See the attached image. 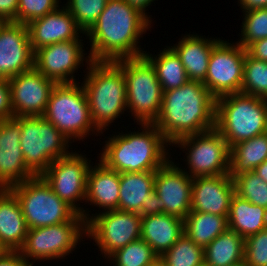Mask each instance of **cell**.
I'll return each instance as SVG.
<instances>
[{"instance_id": "obj_37", "label": "cell", "mask_w": 267, "mask_h": 266, "mask_svg": "<svg viewBox=\"0 0 267 266\" xmlns=\"http://www.w3.org/2000/svg\"><path fill=\"white\" fill-rule=\"evenodd\" d=\"M109 0H67L65 8L86 33L104 11Z\"/></svg>"}, {"instance_id": "obj_17", "label": "cell", "mask_w": 267, "mask_h": 266, "mask_svg": "<svg viewBox=\"0 0 267 266\" xmlns=\"http://www.w3.org/2000/svg\"><path fill=\"white\" fill-rule=\"evenodd\" d=\"M192 181L171 159L156 170L154 191L164 202V213L186 218L191 212Z\"/></svg>"}, {"instance_id": "obj_49", "label": "cell", "mask_w": 267, "mask_h": 266, "mask_svg": "<svg viewBox=\"0 0 267 266\" xmlns=\"http://www.w3.org/2000/svg\"><path fill=\"white\" fill-rule=\"evenodd\" d=\"M8 251L0 242V257L6 252Z\"/></svg>"}, {"instance_id": "obj_45", "label": "cell", "mask_w": 267, "mask_h": 266, "mask_svg": "<svg viewBox=\"0 0 267 266\" xmlns=\"http://www.w3.org/2000/svg\"><path fill=\"white\" fill-rule=\"evenodd\" d=\"M240 1V2H239ZM242 12L260 8H267V0H238Z\"/></svg>"}, {"instance_id": "obj_26", "label": "cell", "mask_w": 267, "mask_h": 266, "mask_svg": "<svg viewBox=\"0 0 267 266\" xmlns=\"http://www.w3.org/2000/svg\"><path fill=\"white\" fill-rule=\"evenodd\" d=\"M156 171L120 173L118 210L139 214L142 203L154 191Z\"/></svg>"}, {"instance_id": "obj_42", "label": "cell", "mask_w": 267, "mask_h": 266, "mask_svg": "<svg viewBox=\"0 0 267 266\" xmlns=\"http://www.w3.org/2000/svg\"><path fill=\"white\" fill-rule=\"evenodd\" d=\"M19 0H0V21L18 23Z\"/></svg>"}, {"instance_id": "obj_40", "label": "cell", "mask_w": 267, "mask_h": 266, "mask_svg": "<svg viewBox=\"0 0 267 266\" xmlns=\"http://www.w3.org/2000/svg\"><path fill=\"white\" fill-rule=\"evenodd\" d=\"M9 80L0 77V120L13 118Z\"/></svg>"}, {"instance_id": "obj_48", "label": "cell", "mask_w": 267, "mask_h": 266, "mask_svg": "<svg viewBox=\"0 0 267 266\" xmlns=\"http://www.w3.org/2000/svg\"><path fill=\"white\" fill-rule=\"evenodd\" d=\"M149 266H167L161 256H157Z\"/></svg>"}, {"instance_id": "obj_50", "label": "cell", "mask_w": 267, "mask_h": 266, "mask_svg": "<svg viewBox=\"0 0 267 266\" xmlns=\"http://www.w3.org/2000/svg\"><path fill=\"white\" fill-rule=\"evenodd\" d=\"M230 266H247V264L245 263V261L230 265Z\"/></svg>"}, {"instance_id": "obj_27", "label": "cell", "mask_w": 267, "mask_h": 266, "mask_svg": "<svg viewBox=\"0 0 267 266\" xmlns=\"http://www.w3.org/2000/svg\"><path fill=\"white\" fill-rule=\"evenodd\" d=\"M227 219L228 228L246 239L267 228V209L234 195Z\"/></svg>"}, {"instance_id": "obj_41", "label": "cell", "mask_w": 267, "mask_h": 266, "mask_svg": "<svg viewBox=\"0 0 267 266\" xmlns=\"http://www.w3.org/2000/svg\"><path fill=\"white\" fill-rule=\"evenodd\" d=\"M146 199L147 200L142 203L141 211L139 213L141 217L164 213V202L159 198L155 191L150 193Z\"/></svg>"}, {"instance_id": "obj_9", "label": "cell", "mask_w": 267, "mask_h": 266, "mask_svg": "<svg viewBox=\"0 0 267 266\" xmlns=\"http://www.w3.org/2000/svg\"><path fill=\"white\" fill-rule=\"evenodd\" d=\"M9 189L20 203L28 229L69 220H84L81 214L52 191L41 176H35Z\"/></svg>"}, {"instance_id": "obj_33", "label": "cell", "mask_w": 267, "mask_h": 266, "mask_svg": "<svg viewBox=\"0 0 267 266\" xmlns=\"http://www.w3.org/2000/svg\"><path fill=\"white\" fill-rule=\"evenodd\" d=\"M241 92L267 100V62L246 53Z\"/></svg>"}, {"instance_id": "obj_13", "label": "cell", "mask_w": 267, "mask_h": 266, "mask_svg": "<svg viewBox=\"0 0 267 266\" xmlns=\"http://www.w3.org/2000/svg\"><path fill=\"white\" fill-rule=\"evenodd\" d=\"M91 215L86 222V236L95 241L105 259L141 238L142 217L137 213L111 210Z\"/></svg>"}, {"instance_id": "obj_31", "label": "cell", "mask_w": 267, "mask_h": 266, "mask_svg": "<svg viewBox=\"0 0 267 266\" xmlns=\"http://www.w3.org/2000/svg\"><path fill=\"white\" fill-rule=\"evenodd\" d=\"M165 47L155 57L147 52L143 54L152 63L163 92L179 88L189 81L177 53L171 47Z\"/></svg>"}, {"instance_id": "obj_16", "label": "cell", "mask_w": 267, "mask_h": 266, "mask_svg": "<svg viewBox=\"0 0 267 266\" xmlns=\"http://www.w3.org/2000/svg\"><path fill=\"white\" fill-rule=\"evenodd\" d=\"M8 80L14 117L43 116L56 83L35 68Z\"/></svg>"}, {"instance_id": "obj_4", "label": "cell", "mask_w": 267, "mask_h": 266, "mask_svg": "<svg viewBox=\"0 0 267 266\" xmlns=\"http://www.w3.org/2000/svg\"><path fill=\"white\" fill-rule=\"evenodd\" d=\"M85 70L82 85L85 89L90 115L103 134L107 126L127 111L126 80L115 61H91ZM103 131V132H102Z\"/></svg>"}, {"instance_id": "obj_15", "label": "cell", "mask_w": 267, "mask_h": 266, "mask_svg": "<svg viewBox=\"0 0 267 266\" xmlns=\"http://www.w3.org/2000/svg\"><path fill=\"white\" fill-rule=\"evenodd\" d=\"M83 40H70L44 46L34 52V68L56 84L78 82L73 75L83 61L88 65L91 57L84 56Z\"/></svg>"}, {"instance_id": "obj_32", "label": "cell", "mask_w": 267, "mask_h": 266, "mask_svg": "<svg viewBox=\"0 0 267 266\" xmlns=\"http://www.w3.org/2000/svg\"><path fill=\"white\" fill-rule=\"evenodd\" d=\"M161 257L167 266H204V248L185 233Z\"/></svg>"}, {"instance_id": "obj_22", "label": "cell", "mask_w": 267, "mask_h": 266, "mask_svg": "<svg viewBox=\"0 0 267 266\" xmlns=\"http://www.w3.org/2000/svg\"><path fill=\"white\" fill-rule=\"evenodd\" d=\"M98 161V166H91L88 172L85 202L102 208L103 212L118 210L120 173Z\"/></svg>"}, {"instance_id": "obj_8", "label": "cell", "mask_w": 267, "mask_h": 266, "mask_svg": "<svg viewBox=\"0 0 267 266\" xmlns=\"http://www.w3.org/2000/svg\"><path fill=\"white\" fill-rule=\"evenodd\" d=\"M13 118L21 125L25 165L35 176H41L52 162L70 153L71 142L43 116Z\"/></svg>"}, {"instance_id": "obj_3", "label": "cell", "mask_w": 267, "mask_h": 266, "mask_svg": "<svg viewBox=\"0 0 267 266\" xmlns=\"http://www.w3.org/2000/svg\"><path fill=\"white\" fill-rule=\"evenodd\" d=\"M140 125L141 132L111 135L99 160L118 173L158 170L170 158V144L154 124Z\"/></svg>"}, {"instance_id": "obj_1", "label": "cell", "mask_w": 267, "mask_h": 266, "mask_svg": "<svg viewBox=\"0 0 267 266\" xmlns=\"http://www.w3.org/2000/svg\"><path fill=\"white\" fill-rule=\"evenodd\" d=\"M151 21L125 0H109L97 21L84 34L90 40L92 61H115L144 54L140 37Z\"/></svg>"}, {"instance_id": "obj_12", "label": "cell", "mask_w": 267, "mask_h": 266, "mask_svg": "<svg viewBox=\"0 0 267 266\" xmlns=\"http://www.w3.org/2000/svg\"><path fill=\"white\" fill-rule=\"evenodd\" d=\"M90 163L87 157L71 150L68 155L52 162L41 175L52 191L81 214L85 222L90 219V214L77 202L86 199L87 176L92 166Z\"/></svg>"}, {"instance_id": "obj_23", "label": "cell", "mask_w": 267, "mask_h": 266, "mask_svg": "<svg viewBox=\"0 0 267 266\" xmlns=\"http://www.w3.org/2000/svg\"><path fill=\"white\" fill-rule=\"evenodd\" d=\"M28 227L22 208L10 189L0 188V242L8 251H19Z\"/></svg>"}, {"instance_id": "obj_30", "label": "cell", "mask_w": 267, "mask_h": 266, "mask_svg": "<svg viewBox=\"0 0 267 266\" xmlns=\"http://www.w3.org/2000/svg\"><path fill=\"white\" fill-rule=\"evenodd\" d=\"M227 217L204 212H190L184 219V233L196 245L205 248L228 229Z\"/></svg>"}, {"instance_id": "obj_43", "label": "cell", "mask_w": 267, "mask_h": 266, "mask_svg": "<svg viewBox=\"0 0 267 266\" xmlns=\"http://www.w3.org/2000/svg\"><path fill=\"white\" fill-rule=\"evenodd\" d=\"M0 266H33L19 251H6L0 257Z\"/></svg>"}, {"instance_id": "obj_19", "label": "cell", "mask_w": 267, "mask_h": 266, "mask_svg": "<svg viewBox=\"0 0 267 266\" xmlns=\"http://www.w3.org/2000/svg\"><path fill=\"white\" fill-rule=\"evenodd\" d=\"M21 125L14 119L0 120V188L30 180L35 175L26 167L20 145Z\"/></svg>"}, {"instance_id": "obj_20", "label": "cell", "mask_w": 267, "mask_h": 266, "mask_svg": "<svg viewBox=\"0 0 267 266\" xmlns=\"http://www.w3.org/2000/svg\"><path fill=\"white\" fill-rule=\"evenodd\" d=\"M234 195V183L229 174L195 177L192 181L191 212L228 216Z\"/></svg>"}, {"instance_id": "obj_24", "label": "cell", "mask_w": 267, "mask_h": 266, "mask_svg": "<svg viewBox=\"0 0 267 266\" xmlns=\"http://www.w3.org/2000/svg\"><path fill=\"white\" fill-rule=\"evenodd\" d=\"M199 36L197 34L184 35L181 41L171 48L179 56L188 79L204 82L212 49L221 39H206Z\"/></svg>"}, {"instance_id": "obj_29", "label": "cell", "mask_w": 267, "mask_h": 266, "mask_svg": "<svg viewBox=\"0 0 267 266\" xmlns=\"http://www.w3.org/2000/svg\"><path fill=\"white\" fill-rule=\"evenodd\" d=\"M245 239L229 228L204 248V266H230L244 261Z\"/></svg>"}, {"instance_id": "obj_10", "label": "cell", "mask_w": 267, "mask_h": 266, "mask_svg": "<svg viewBox=\"0 0 267 266\" xmlns=\"http://www.w3.org/2000/svg\"><path fill=\"white\" fill-rule=\"evenodd\" d=\"M83 235V236H82ZM86 236L85 220H69L51 226L28 229L20 254L32 263L66 258Z\"/></svg>"}, {"instance_id": "obj_46", "label": "cell", "mask_w": 267, "mask_h": 266, "mask_svg": "<svg viewBox=\"0 0 267 266\" xmlns=\"http://www.w3.org/2000/svg\"><path fill=\"white\" fill-rule=\"evenodd\" d=\"M129 5L132 7L138 9L143 15H145L148 19L150 18V21L152 22V17L147 15L146 10L148 6L152 4L155 0H125ZM149 16V17H148Z\"/></svg>"}, {"instance_id": "obj_36", "label": "cell", "mask_w": 267, "mask_h": 266, "mask_svg": "<svg viewBox=\"0 0 267 266\" xmlns=\"http://www.w3.org/2000/svg\"><path fill=\"white\" fill-rule=\"evenodd\" d=\"M243 13L241 36L237 43L246 49L255 41L267 38V8L247 10Z\"/></svg>"}, {"instance_id": "obj_39", "label": "cell", "mask_w": 267, "mask_h": 266, "mask_svg": "<svg viewBox=\"0 0 267 266\" xmlns=\"http://www.w3.org/2000/svg\"><path fill=\"white\" fill-rule=\"evenodd\" d=\"M244 261L247 266H267V228L245 239Z\"/></svg>"}, {"instance_id": "obj_38", "label": "cell", "mask_w": 267, "mask_h": 266, "mask_svg": "<svg viewBox=\"0 0 267 266\" xmlns=\"http://www.w3.org/2000/svg\"><path fill=\"white\" fill-rule=\"evenodd\" d=\"M60 0H19L18 23L27 25L60 7Z\"/></svg>"}, {"instance_id": "obj_21", "label": "cell", "mask_w": 267, "mask_h": 266, "mask_svg": "<svg viewBox=\"0 0 267 266\" xmlns=\"http://www.w3.org/2000/svg\"><path fill=\"white\" fill-rule=\"evenodd\" d=\"M62 7L27 24L33 52L59 42L83 40L79 39V33L85 34L84 31L64 5Z\"/></svg>"}, {"instance_id": "obj_28", "label": "cell", "mask_w": 267, "mask_h": 266, "mask_svg": "<svg viewBox=\"0 0 267 266\" xmlns=\"http://www.w3.org/2000/svg\"><path fill=\"white\" fill-rule=\"evenodd\" d=\"M267 159V132L230 147L229 176L252 172Z\"/></svg>"}, {"instance_id": "obj_44", "label": "cell", "mask_w": 267, "mask_h": 266, "mask_svg": "<svg viewBox=\"0 0 267 266\" xmlns=\"http://www.w3.org/2000/svg\"><path fill=\"white\" fill-rule=\"evenodd\" d=\"M246 52L252 58L267 62V38L250 44L246 48Z\"/></svg>"}, {"instance_id": "obj_14", "label": "cell", "mask_w": 267, "mask_h": 266, "mask_svg": "<svg viewBox=\"0 0 267 266\" xmlns=\"http://www.w3.org/2000/svg\"><path fill=\"white\" fill-rule=\"evenodd\" d=\"M246 49L220 40L212 49L203 84L217 99L241 92Z\"/></svg>"}, {"instance_id": "obj_34", "label": "cell", "mask_w": 267, "mask_h": 266, "mask_svg": "<svg viewBox=\"0 0 267 266\" xmlns=\"http://www.w3.org/2000/svg\"><path fill=\"white\" fill-rule=\"evenodd\" d=\"M158 255L143 239L130 242L111 254L108 260L113 266H149Z\"/></svg>"}, {"instance_id": "obj_5", "label": "cell", "mask_w": 267, "mask_h": 266, "mask_svg": "<svg viewBox=\"0 0 267 266\" xmlns=\"http://www.w3.org/2000/svg\"><path fill=\"white\" fill-rule=\"evenodd\" d=\"M215 129L229 147L267 132V100L242 92L216 99Z\"/></svg>"}, {"instance_id": "obj_18", "label": "cell", "mask_w": 267, "mask_h": 266, "mask_svg": "<svg viewBox=\"0 0 267 266\" xmlns=\"http://www.w3.org/2000/svg\"><path fill=\"white\" fill-rule=\"evenodd\" d=\"M34 68L28 27L4 22L0 26V77L10 79Z\"/></svg>"}, {"instance_id": "obj_47", "label": "cell", "mask_w": 267, "mask_h": 266, "mask_svg": "<svg viewBox=\"0 0 267 266\" xmlns=\"http://www.w3.org/2000/svg\"><path fill=\"white\" fill-rule=\"evenodd\" d=\"M253 172L257 174L263 181L267 183V159L257 166Z\"/></svg>"}, {"instance_id": "obj_11", "label": "cell", "mask_w": 267, "mask_h": 266, "mask_svg": "<svg viewBox=\"0 0 267 266\" xmlns=\"http://www.w3.org/2000/svg\"><path fill=\"white\" fill-rule=\"evenodd\" d=\"M173 145L187 151L189 170L184 172L191 178L229 174L230 147L215 128L179 138Z\"/></svg>"}, {"instance_id": "obj_2", "label": "cell", "mask_w": 267, "mask_h": 266, "mask_svg": "<svg viewBox=\"0 0 267 266\" xmlns=\"http://www.w3.org/2000/svg\"><path fill=\"white\" fill-rule=\"evenodd\" d=\"M216 98L200 81H187L163 92L159 115L153 123L172 145L187 135L215 128Z\"/></svg>"}, {"instance_id": "obj_7", "label": "cell", "mask_w": 267, "mask_h": 266, "mask_svg": "<svg viewBox=\"0 0 267 266\" xmlns=\"http://www.w3.org/2000/svg\"><path fill=\"white\" fill-rule=\"evenodd\" d=\"M115 62L126 80L127 112L137 124H153L161 109L163 91L152 63L144 55Z\"/></svg>"}, {"instance_id": "obj_6", "label": "cell", "mask_w": 267, "mask_h": 266, "mask_svg": "<svg viewBox=\"0 0 267 266\" xmlns=\"http://www.w3.org/2000/svg\"><path fill=\"white\" fill-rule=\"evenodd\" d=\"M43 117L71 143L77 139L83 141L91 132L101 133L91 119L87 95L79 82L56 84Z\"/></svg>"}, {"instance_id": "obj_35", "label": "cell", "mask_w": 267, "mask_h": 266, "mask_svg": "<svg viewBox=\"0 0 267 266\" xmlns=\"http://www.w3.org/2000/svg\"><path fill=\"white\" fill-rule=\"evenodd\" d=\"M232 179L235 195L267 209V183L257 174L244 172Z\"/></svg>"}, {"instance_id": "obj_25", "label": "cell", "mask_w": 267, "mask_h": 266, "mask_svg": "<svg viewBox=\"0 0 267 266\" xmlns=\"http://www.w3.org/2000/svg\"><path fill=\"white\" fill-rule=\"evenodd\" d=\"M141 227V239L158 256L169 250L184 234V220L166 213L142 217Z\"/></svg>"}]
</instances>
